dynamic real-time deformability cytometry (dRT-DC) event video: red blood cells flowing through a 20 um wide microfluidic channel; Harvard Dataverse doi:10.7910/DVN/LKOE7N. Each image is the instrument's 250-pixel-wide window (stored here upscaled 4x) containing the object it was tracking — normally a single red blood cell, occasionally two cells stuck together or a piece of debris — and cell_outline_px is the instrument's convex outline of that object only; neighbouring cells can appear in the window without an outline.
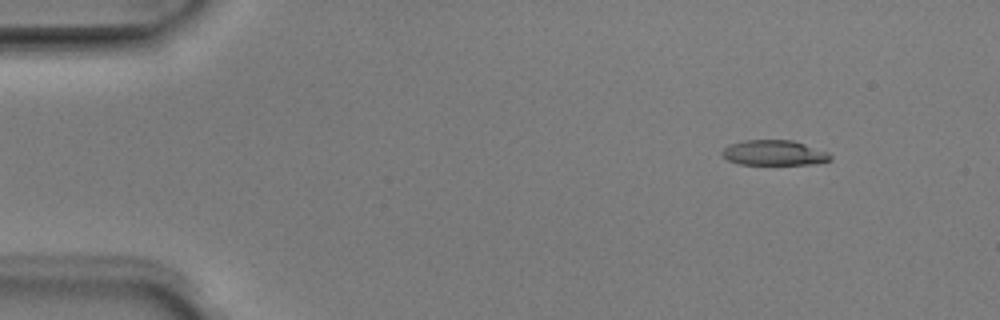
{"species": "Egyptian fruit bat (a non-hibernating species)", "species_latin": "Rousettus aegyptiacus", "temperature_condition": "room temperature", "stored_images_in_passage": 6, "camera_frame_rate_fps": 3000, "um_per_image_px": 0.085, "animal": {"sex": "male"}, "frame": {"image": 1, "passage_image": 2, "time_ms": 0.333, "image_size_px": [1000, 320], "cell_outline_px": [[832, 160], [816, 164], [740, 164], [728, 160], [720, 152], [724, 148], [732, 144], [744, 140], [792, 140], [828, 152], [832, 156]], "centroid_in_image_um": [65.83, 12.99], "position_along_channel_um": 19.2, "area_um2": 15.78}}
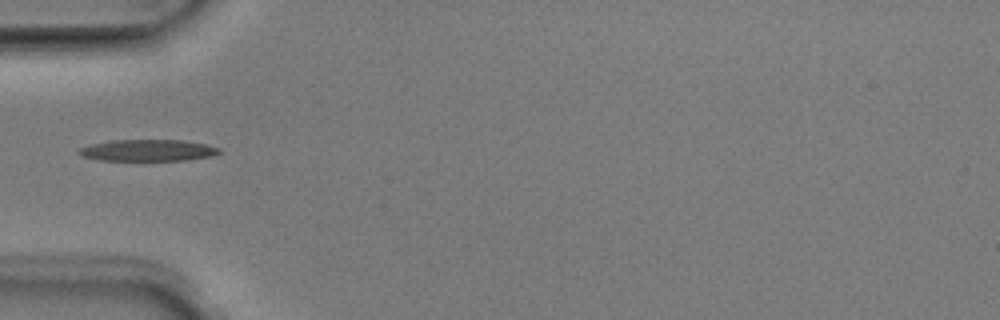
{"frame": {"image": 2, "passage_image": 5, "time_ms": 1.333, "image_size_px": [1000, 320], "cell_outline_px": [[220, 152], [212, 156], [188, 160], [96, 160], [80, 156], [76, 152], [80, 148], [88, 144], [112, 140], [180, 140], [204, 144], [220, 148]], "centroid_in_image_um": [12.5, 12.78], "position_along_channel_um": 72.5, "area_um2": 17.69}}
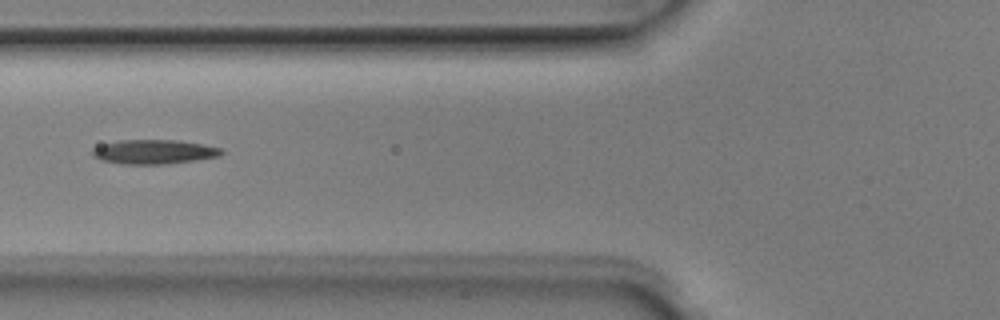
{"frame": {"image": 3, "passage_image": 6, "time_ms": 1.667, "image_size_px": [1000, 320], "cell_outline_px": [[224, 152], [220, 156], [164, 164], [124, 164], [100, 160], [92, 156], [92, 148], [116, 140], [176, 140], [204, 144], [220, 148]], "centroid_in_image_um": [13.05, 12.9], "position_along_channel_um": 112.7, "area_um2": 18.21}}